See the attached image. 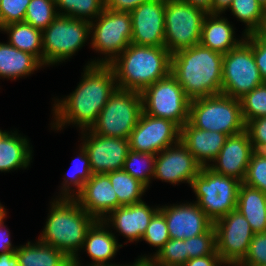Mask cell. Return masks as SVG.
<instances>
[{"instance_id":"obj_2","label":"cell","mask_w":266,"mask_h":266,"mask_svg":"<svg viewBox=\"0 0 266 266\" xmlns=\"http://www.w3.org/2000/svg\"><path fill=\"white\" fill-rule=\"evenodd\" d=\"M223 57L197 44L171 54V74L190 100L220 94Z\"/></svg>"},{"instance_id":"obj_45","label":"cell","mask_w":266,"mask_h":266,"mask_svg":"<svg viewBox=\"0 0 266 266\" xmlns=\"http://www.w3.org/2000/svg\"><path fill=\"white\" fill-rule=\"evenodd\" d=\"M150 0H105V8L119 12H131L137 6Z\"/></svg>"},{"instance_id":"obj_56","label":"cell","mask_w":266,"mask_h":266,"mask_svg":"<svg viewBox=\"0 0 266 266\" xmlns=\"http://www.w3.org/2000/svg\"><path fill=\"white\" fill-rule=\"evenodd\" d=\"M5 133H6V131H3V132H2V131L0 130V138H1Z\"/></svg>"},{"instance_id":"obj_20","label":"cell","mask_w":266,"mask_h":266,"mask_svg":"<svg viewBox=\"0 0 266 266\" xmlns=\"http://www.w3.org/2000/svg\"><path fill=\"white\" fill-rule=\"evenodd\" d=\"M73 197L94 219H105L104 214L118 208V197L106 173L92 174L83 188ZM102 216V217H101Z\"/></svg>"},{"instance_id":"obj_42","label":"cell","mask_w":266,"mask_h":266,"mask_svg":"<svg viewBox=\"0 0 266 266\" xmlns=\"http://www.w3.org/2000/svg\"><path fill=\"white\" fill-rule=\"evenodd\" d=\"M266 265V232L254 233L244 259L237 266Z\"/></svg>"},{"instance_id":"obj_57","label":"cell","mask_w":266,"mask_h":266,"mask_svg":"<svg viewBox=\"0 0 266 266\" xmlns=\"http://www.w3.org/2000/svg\"><path fill=\"white\" fill-rule=\"evenodd\" d=\"M138 263V261H136L134 264H133V266L134 265H136ZM116 266H120V265H116ZM126 266H130V265H126ZM132 266V265H131Z\"/></svg>"},{"instance_id":"obj_5","label":"cell","mask_w":266,"mask_h":266,"mask_svg":"<svg viewBox=\"0 0 266 266\" xmlns=\"http://www.w3.org/2000/svg\"><path fill=\"white\" fill-rule=\"evenodd\" d=\"M188 122L195 128L228 136L246 129L240 100L222 93L190 100Z\"/></svg>"},{"instance_id":"obj_41","label":"cell","mask_w":266,"mask_h":266,"mask_svg":"<svg viewBox=\"0 0 266 266\" xmlns=\"http://www.w3.org/2000/svg\"><path fill=\"white\" fill-rule=\"evenodd\" d=\"M31 0H1L0 28L12 23L24 22L26 9Z\"/></svg>"},{"instance_id":"obj_37","label":"cell","mask_w":266,"mask_h":266,"mask_svg":"<svg viewBox=\"0 0 266 266\" xmlns=\"http://www.w3.org/2000/svg\"><path fill=\"white\" fill-rule=\"evenodd\" d=\"M80 155L77 158L78 162H80V164H78V162L73 166L74 169L71 171V176L69 175V179L64 178L65 183H63V187H62V197H74V195H71L69 191H71L69 189V185L76 186L77 187V193L83 188L85 182H87L91 176H92V171H91V167H90V161L88 158V155L86 153V150L84 149V147H81V151H80ZM67 179V180H66ZM70 180V181H69ZM68 184V185H67ZM68 187V188H67Z\"/></svg>"},{"instance_id":"obj_27","label":"cell","mask_w":266,"mask_h":266,"mask_svg":"<svg viewBox=\"0 0 266 266\" xmlns=\"http://www.w3.org/2000/svg\"><path fill=\"white\" fill-rule=\"evenodd\" d=\"M19 266H64L71 259L62 251L39 240L36 244L26 243L15 251Z\"/></svg>"},{"instance_id":"obj_44","label":"cell","mask_w":266,"mask_h":266,"mask_svg":"<svg viewBox=\"0 0 266 266\" xmlns=\"http://www.w3.org/2000/svg\"><path fill=\"white\" fill-rule=\"evenodd\" d=\"M252 50L263 81L266 83V43L252 34Z\"/></svg>"},{"instance_id":"obj_1","label":"cell","mask_w":266,"mask_h":266,"mask_svg":"<svg viewBox=\"0 0 266 266\" xmlns=\"http://www.w3.org/2000/svg\"><path fill=\"white\" fill-rule=\"evenodd\" d=\"M115 82V74L109 64H88L76 90L55 104L56 125L53 127L59 130L66 123L72 122L84 130H89L118 88Z\"/></svg>"},{"instance_id":"obj_21","label":"cell","mask_w":266,"mask_h":266,"mask_svg":"<svg viewBox=\"0 0 266 266\" xmlns=\"http://www.w3.org/2000/svg\"><path fill=\"white\" fill-rule=\"evenodd\" d=\"M228 135L217 131H206L193 127L186 122L180 128V142L194 156L201 167H207V161H214Z\"/></svg>"},{"instance_id":"obj_28","label":"cell","mask_w":266,"mask_h":266,"mask_svg":"<svg viewBox=\"0 0 266 266\" xmlns=\"http://www.w3.org/2000/svg\"><path fill=\"white\" fill-rule=\"evenodd\" d=\"M30 148L27 138L6 132L0 138V171L27 168L32 159Z\"/></svg>"},{"instance_id":"obj_40","label":"cell","mask_w":266,"mask_h":266,"mask_svg":"<svg viewBox=\"0 0 266 266\" xmlns=\"http://www.w3.org/2000/svg\"><path fill=\"white\" fill-rule=\"evenodd\" d=\"M184 241L189 259L211 255L216 251L215 229L213 226L206 233L184 239Z\"/></svg>"},{"instance_id":"obj_22","label":"cell","mask_w":266,"mask_h":266,"mask_svg":"<svg viewBox=\"0 0 266 266\" xmlns=\"http://www.w3.org/2000/svg\"><path fill=\"white\" fill-rule=\"evenodd\" d=\"M158 210L159 208L151 209L142 201L118 207L110 212V219H103V221L106 223L105 225H108L110 220L119 233L121 232L130 242L139 241L145 234L151 218Z\"/></svg>"},{"instance_id":"obj_8","label":"cell","mask_w":266,"mask_h":266,"mask_svg":"<svg viewBox=\"0 0 266 266\" xmlns=\"http://www.w3.org/2000/svg\"><path fill=\"white\" fill-rule=\"evenodd\" d=\"M224 54L221 93L240 100L264 83L252 50V34Z\"/></svg>"},{"instance_id":"obj_12","label":"cell","mask_w":266,"mask_h":266,"mask_svg":"<svg viewBox=\"0 0 266 266\" xmlns=\"http://www.w3.org/2000/svg\"><path fill=\"white\" fill-rule=\"evenodd\" d=\"M97 18L96 24L90 21V30H94L91 44L95 50L108 54L109 58L105 56L104 60L90 64H111L131 44V15L104 8Z\"/></svg>"},{"instance_id":"obj_43","label":"cell","mask_w":266,"mask_h":266,"mask_svg":"<svg viewBox=\"0 0 266 266\" xmlns=\"http://www.w3.org/2000/svg\"><path fill=\"white\" fill-rule=\"evenodd\" d=\"M254 151L266 152V117L250 120L246 124Z\"/></svg>"},{"instance_id":"obj_39","label":"cell","mask_w":266,"mask_h":266,"mask_svg":"<svg viewBox=\"0 0 266 266\" xmlns=\"http://www.w3.org/2000/svg\"><path fill=\"white\" fill-rule=\"evenodd\" d=\"M142 239L150 245L158 247L157 252L170 239L166 219L159 210L151 218Z\"/></svg>"},{"instance_id":"obj_6","label":"cell","mask_w":266,"mask_h":266,"mask_svg":"<svg viewBox=\"0 0 266 266\" xmlns=\"http://www.w3.org/2000/svg\"><path fill=\"white\" fill-rule=\"evenodd\" d=\"M241 183L233 177L216 173L207 166L201 167L190 186L196 194V204L214 223L236 210Z\"/></svg>"},{"instance_id":"obj_50","label":"cell","mask_w":266,"mask_h":266,"mask_svg":"<svg viewBox=\"0 0 266 266\" xmlns=\"http://www.w3.org/2000/svg\"><path fill=\"white\" fill-rule=\"evenodd\" d=\"M192 6L204 9L207 13L211 14L212 0H182Z\"/></svg>"},{"instance_id":"obj_10","label":"cell","mask_w":266,"mask_h":266,"mask_svg":"<svg viewBox=\"0 0 266 266\" xmlns=\"http://www.w3.org/2000/svg\"><path fill=\"white\" fill-rule=\"evenodd\" d=\"M207 14L204 9L182 0H166L164 46L171 54L199 44Z\"/></svg>"},{"instance_id":"obj_30","label":"cell","mask_w":266,"mask_h":266,"mask_svg":"<svg viewBox=\"0 0 266 266\" xmlns=\"http://www.w3.org/2000/svg\"><path fill=\"white\" fill-rule=\"evenodd\" d=\"M118 197V207L142 202L141 196L147 187L122 170L106 173Z\"/></svg>"},{"instance_id":"obj_14","label":"cell","mask_w":266,"mask_h":266,"mask_svg":"<svg viewBox=\"0 0 266 266\" xmlns=\"http://www.w3.org/2000/svg\"><path fill=\"white\" fill-rule=\"evenodd\" d=\"M128 141L130 150L156 155L180 141V128L170 120L142 112Z\"/></svg>"},{"instance_id":"obj_26","label":"cell","mask_w":266,"mask_h":266,"mask_svg":"<svg viewBox=\"0 0 266 266\" xmlns=\"http://www.w3.org/2000/svg\"><path fill=\"white\" fill-rule=\"evenodd\" d=\"M43 64L32 54L11 44L0 43V77L18 78L31 74Z\"/></svg>"},{"instance_id":"obj_4","label":"cell","mask_w":266,"mask_h":266,"mask_svg":"<svg viewBox=\"0 0 266 266\" xmlns=\"http://www.w3.org/2000/svg\"><path fill=\"white\" fill-rule=\"evenodd\" d=\"M51 211L39 241L77 257L89 228L97 221L73 197H61L51 204Z\"/></svg>"},{"instance_id":"obj_51","label":"cell","mask_w":266,"mask_h":266,"mask_svg":"<svg viewBox=\"0 0 266 266\" xmlns=\"http://www.w3.org/2000/svg\"><path fill=\"white\" fill-rule=\"evenodd\" d=\"M262 42L266 43V16L261 22L258 30L254 33Z\"/></svg>"},{"instance_id":"obj_49","label":"cell","mask_w":266,"mask_h":266,"mask_svg":"<svg viewBox=\"0 0 266 266\" xmlns=\"http://www.w3.org/2000/svg\"><path fill=\"white\" fill-rule=\"evenodd\" d=\"M0 266H19L15 260V251L0 254Z\"/></svg>"},{"instance_id":"obj_11","label":"cell","mask_w":266,"mask_h":266,"mask_svg":"<svg viewBox=\"0 0 266 266\" xmlns=\"http://www.w3.org/2000/svg\"><path fill=\"white\" fill-rule=\"evenodd\" d=\"M141 95L144 113L170 120L179 128L189 121L190 99L171 73L146 87Z\"/></svg>"},{"instance_id":"obj_9","label":"cell","mask_w":266,"mask_h":266,"mask_svg":"<svg viewBox=\"0 0 266 266\" xmlns=\"http://www.w3.org/2000/svg\"><path fill=\"white\" fill-rule=\"evenodd\" d=\"M90 30L87 20L58 15L42 31L43 65L65 61L85 43Z\"/></svg>"},{"instance_id":"obj_34","label":"cell","mask_w":266,"mask_h":266,"mask_svg":"<svg viewBox=\"0 0 266 266\" xmlns=\"http://www.w3.org/2000/svg\"><path fill=\"white\" fill-rule=\"evenodd\" d=\"M56 8L60 7L65 12L58 15L87 20L97 18L105 8V0H54ZM87 17V18H86ZM89 17V19H88ZM86 18V19H85Z\"/></svg>"},{"instance_id":"obj_36","label":"cell","mask_w":266,"mask_h":266,"mask_svg":"<svg viewBox=\"0 0 266 266\" xmlns=\"http://www.w3.org/2000/svg\"><path fill=\"white\" fill-rule=\"evenodd\" d=\"M240 102L245 124L252 119L266 117V83L254 88Z\"/></svg>"},{"instance_id":"obj_55","label":"cell","mask_w":266,"mask_h":266,"mask_svg":"<svg viewBox=\"0 0 266 266\" xmlns=\"http://www.w3.org/2000/svg\"><path fill=\"white\" fill-rule=\"evenodd\" d=\"M257 2L266 9V0H257Z\"/></svg>"},{"instance_id":"obj_35","label":"cell","mask_w":266,"mask_h":266,"mask_svg":"<svg viewBox=\"0 0 266 266\" xmlns=\"http://www.w3.org/2000/svg\"><path fill=\"white\" fill-rule=\"evenodd\" d=\"M54 0H31L26 9L24 22L44 30L58 16Z\"/></svg>"},{"instance_id":"obj_3","label":"cell","mask_w":266,"mask_h":266,"mask_svg":"<svg viewBox=\"0 0 266 266\" xmlns=\"http://www.w3.org/2000/svg\"><path fill=\"white\" fill-rule=\"evenodd\" d=\"M109 65L119 89L142 92L171 73V53L165 46L149 47L131 43Z\"/></svg>"},{"instance_id":"obj_25","label":"cell","mask_w":266,"mask_h":266,"mask_svg":"<svg viewBox=\"0 0 266 266\" xmlns=\"http://www.w3.org/2000/svg\"><path fill=\"white\" fill-rule=\"evenodd\" d=\"M236 209L254 233L266 232V194L263 191L241 183Z\"/></svg>"},{"instance_id":"obj_52","label":"cell","mask_w":266,"mask_h":266,"mask_svg":"<svg viewBox=\"0 0 266 266\" xmlns=\"http://www.w3.org/2000/svg\"><path fill=\"white\" fill-rule=\"evenodd\" d=\"M64 266H81L78 262V257H75L74 259H71L67 264Z\"/></svg>"},{"instance_id":"obj_53","label":"cell","mask_w":266,"mask_h":266,"mask_svg":"<svg viewBox=\"0 0 266 266\" xmlns=\"http://www.w3.org/2000/svg\"><path fill=\"white\" fill-rule=\"evenodd\" d=\"M6 214L5 208L0 204V218Z\"/></svg>"},{"instance_id":"obj_15","label":"cell","mask_w":266,"mask_h":266,"mask_svg":"<svg viewBox=\"0 0 266 266\" xmlns=\"http://www.w3.org/2000/svg\"><path fill=\"white\" fill-rule=\"evenodd\" d=\"M166 0H150L130 12L131 43L139 46L162 47L165 44Z\"/></svg>"},{"instance_id":"obj_31","label":"cell","mask_w":266,"mask_h":266,"mask_svg":"<svg viewBox=\"0 0 266 266\" xmlns=\"http://www.w3.org/2000/svg\"><path fill=\"white\" fill-rule=\"evenodd\" d=\"M188 260L185 241L169 239L152 258L143 256L138 262H148L151 266H182Z\"/></svg>"},{"instance_id":"obj_29","label":"cell","mask_w":266,"mask_h":266,"mask_svg":"<svg viewBox=\"0 0 266 266\" xmlns=\"http://www.w3.org/2000/svg\"><path fill=\"white\" fill-rule=\"evenodd\" d=\"M0 30L9 33V44L34 55L43 64L42 30L25 22L8 24Z\"/></svg>"},{"instance_id":"obj_18","label":"cell","mask_w":266,"mask_h":266,"mask_svg":"<svg viewBox=\"0 0 266 266\" xmlns=\"http://www.w3.org/2000/svg\"><path fill=\"white\" fill-rule=\"evenodd\" d=\"M253 152L250 135L245 129L227 137L225 144L213 161L218 165L211 164L208 167L216 173L243 182Z\"/></svg>"},{"instance_id":"obj_19","label":"cell","mask_w":266,"mask_h":266,"mask_svg":"<svg viewBox=\"0 0 266 266\" xmlns=\"http://www.w3.org/2000/svg\"><path fill=\"white\" fill-rule=\"evenodd\" d=\"M159 211L166 219L170 239L196 237L213 226V222L196 203L164 206Z\"/></svg>"},{"instance_id":"obj_33","label":"cell","mask_w":266,"mask_h":266,"mask_svg":"<svg viewBox=\"0 0 266 266\" xmlns=\"http://www.w3.org/2000/svg\"><path fill=\"white\" fill-rule=\"evenodd\" d=\"M155 160V154L129 150L123 170L148 187L151 179L150 177L154 176ZM139 164H141V166H139Z\"/></svg>"},{"instance_id":"obj_48","label":"cell","mask_w":266,"mask_h":266,"mask_svg":"<svg viewBox=\"0 0 266 266\" xmlns=\"http://www.w3.org/2000/svg\"><path fill=\"white\" fill-rule=\"evenodd\" d=\"M233 0H212L211 14H220L227 10Z\"/></svg>"},{"instance_id":"obj_38","label":"cell","mask_w":266,"mask_h":266,"mask_svg":"<svg viewBox=\"0 0 266 266\" xmlns=\"http://www.w3.org/2000/svg\"><path fill=\"white\" fill-rule=\"evenodd\" d=\"M242 183L257 188L266 194V152L254 151L252 153Z\"/></svg>"},{"instance_id":"obj_54","label":"cell","mask_w":266,"mask_h":266,"mask_svg":"<svg viewBox=\"0 0 266 266\" xmlns=\"http://www.w3.org/2000/svg\"><path fill=\"white\" fill-rule=\"evenodd\" d=\"M134 266H151L148 262H138L136 265Z\"/></svg>"},{"instance_id":"obj_47","label":"cell","mask_w":266,"mask_h":266,"mask_svg":"<svg viewBox=\"0 0 266 266\" xmlns=\"http://www.w3.org/2000/svg\"><path fill=\"white\" fill-rule=\"evenodd\" d=\"M5 216H6V214L0 218V254L8 252V251H16L17 250L16 247L15 248L12 247L11 241L9 239L10 235H9L8 230L2 229V228H5L3 225V223H4L3 219H5Z\"/></svg>"},{"instance_id":"obj_46","label":"cell","mask_w":266,"mask_h":266,"mask_svg":"<svg viewBox=\"0 0 266 266\" xmlns=\"http://www.w3.org/2000/svg\"><path fill=\"white\" fill-rule=\"evenodd\" d=\"M222 263L219 254L215 251L211 255L189 259L182 266H221Z\"/></svg>"},{"instance_id":"obj_16","label":"cell","mask_w":266,"mask_h":266,"mask_svg":"<svg viewBox=\"0 0 266 266\" xmlns=\"http://www.w3.org/2000/svg\"><path fill=\"white\" fill-rule=\"evenodd\" d=\"M91 133V134H90ZM83 142L90 161L92 174L122 170L129 148L128 139L106 137L89 132Z\"/></svg>"},{"instance_id":"obj_24","label":"cell","mask_w":266,"mask_h":266,"mask_svg":"<svg viewBox=\"0 0 266 266\" xmlns=\"http://www.w3.org/2000/svg\"><path fill=\"white\" fill-rule=\"evenodd\" d=\"M105 223L97 220L88 230L83 248L94 261L91 266H116L105 262L114 257L119 247L115 236L105 229Z\"/></svg>"},{"instance_id":"obj_32","label":"cell","mask_w":266,"mask_h":266,"mask_svg":"<svg viewBox=\"0 0 266 266\" xmlns=\"http://www.w3.org/2000/svg\"><path fill=\"white\" fill-rule=\"evenodd\" d=\"M229 9L233 15L246 23L244 36L254 34L266 16V9L257 0H233Z\"/></svg>"},{"instance_id":"obj_23","label":"cell","mask_w":266,"mask_h":266,"mask_svg":"<svg viewBox=\"0 0 266 266\" xmlns=\"http://www.w3.org/2000/svg\"><path fill=\"white\" fill-rule=\"evenodd\" d=\"M233 31L227 19L208 13L203 21L199 44L224 55L243 41L236 40Z\"/></svg>"},{"instance_id":"obj_17","label":"cell","mask_w":266,"mask_h":266,"mask_svg":"<svg viewBox=\"0 0 266 266\" xmlns=\"http://www.w3.org/2000/svg\"><path fill=\"white\" fill-rule=\"evenodd\" d=\"M174 146L162 150L161 154H156L154 178L171 184L186 181L191 185L201 166L182 142L179 141Z\"/></svg>"},{"instance_id":"obj_7","label":"cell","mask_w":266,"mask_h":266,"mask_svg":"<svg viewBox=\"0 0 266 266\" xmlns=\"http://www.w3.org/2000/svg\"><path fill=\"white\" fill-rule=\"evenodd\" d=\"M142 112L141 92L117 88L89 131L101 136L128 139Z\"/></svg>"},{"instance_id":"obj_13","label":"cell","mask_w":266,"mask_h":266,"mask_svg":"<svg viewBox=\"0 0 266 266\" xmlns=\"http://www.w3.org/2000/svg\"><path fill=\"white\" fill-rule=\"evenodd\" d=\"M216 251L223 264L237 266L246 256L253 238L249 222L236 209L213 223Z\"/></svg>"}]
</instances>
